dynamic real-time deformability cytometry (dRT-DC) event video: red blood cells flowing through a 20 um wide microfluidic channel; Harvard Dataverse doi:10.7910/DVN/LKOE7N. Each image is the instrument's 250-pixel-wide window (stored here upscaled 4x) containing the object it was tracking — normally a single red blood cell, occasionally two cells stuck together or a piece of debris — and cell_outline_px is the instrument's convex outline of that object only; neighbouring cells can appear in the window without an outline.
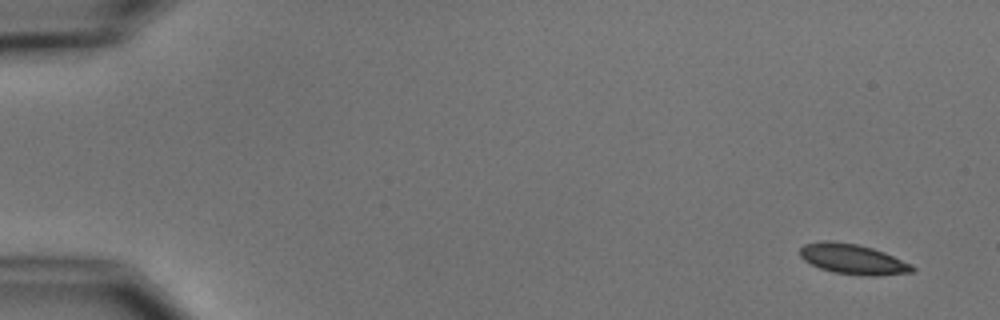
{"species": "common noctule bat (a hibernating species)", "species_latin": "Nyctalus noctula", "temperature_condition": "cold", "stored_images_in_passage": 5, "camera_frame_rate_fps": 3000, "um_per_image_px": 0.085, "animal": {"sex": "male", "body_mass_g": 15.6}, "frame": {"image": 1, "passage_image": 1, "time_ms": 0.0, "image_size_px": [1000, 320], "cell_outline_px": [[916, 268], [912, 272], [880, 276], [860, 276], [832, 272], [820, 268], [804, 260], [800, 256], [800, 248], [804, 244], [824, 240], [832, 240], [856, 244], [872, 248], [884, 252], [912, 264]], "centroid_in_image_um": [72.5, 22.03], "position_along_channel_um": 12.5, "area_um2": 19.94}}
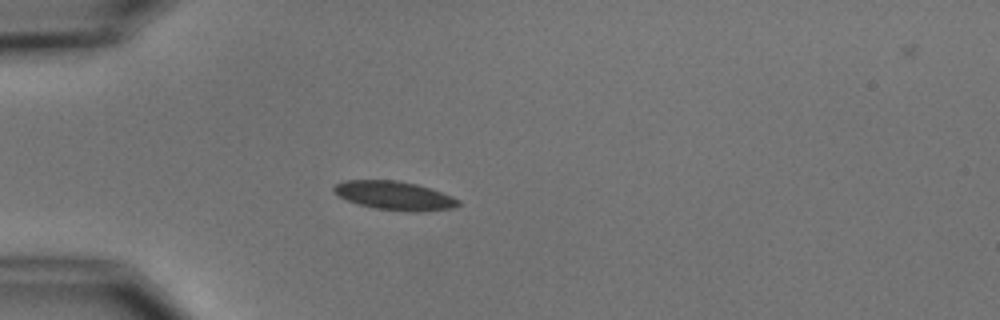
{"frame": {"image": 2, "passage_image": 4, "time_ms": 4.333, "image_size_px": [1000, 320], "cell_outline_px": [[460, 204], [452, 208], [420, 212], [412, 212], [376, 208], [360, 204], [348, 200], [340, 196], [332, 188], [336, 184], [344, 180], [396, 180], [416, 184], [432, 188], [452, 196], [460, 200]], "centroid_in_image_um": [33.58, 16.62], "position_along_channel_um": 51.4, "area_um2": 20.69}}